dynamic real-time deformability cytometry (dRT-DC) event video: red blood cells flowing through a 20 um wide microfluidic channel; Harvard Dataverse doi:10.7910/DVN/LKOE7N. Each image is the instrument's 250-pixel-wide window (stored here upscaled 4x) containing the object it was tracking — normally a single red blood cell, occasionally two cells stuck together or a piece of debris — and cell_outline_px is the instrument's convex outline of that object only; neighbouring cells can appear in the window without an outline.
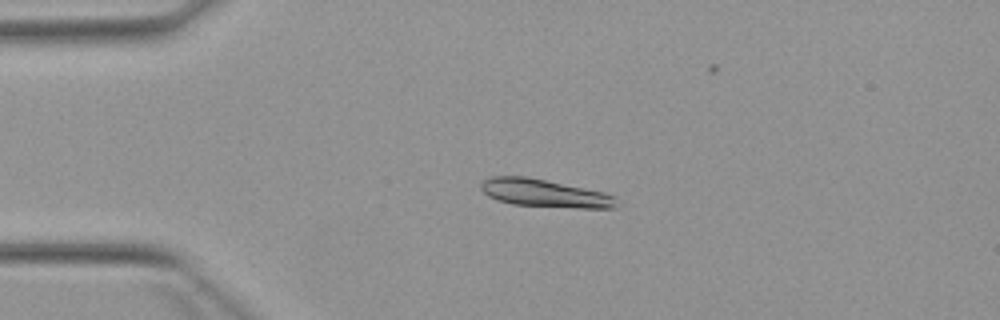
{"species": "Egyptian fruit bat (a non-hibernating species)", "species_latin": "Rousettus aegyptiacus", "temperature_condition": "warm", "stored_images_in_passage": 5, "camera_frame_rate_fps": 3000, "um_per_image_px": 0.085, "animal": {"sex": "female"}, "frame": {"image": 1, "passage_image": 3, "time_ms": 2.333, "image_size_px": [1000, 320], "cell_outline_px": [[620, 204], [616, 208], [580, 208], [512, 204], [496, 200], [488, 196], [480, 188], [480, 184], [484, 180], [492, 176], [524, 176], [604, 192], [612, 196]], "centroid_in_image_um": [46.28, 16.43], "position_along_channel_um": 38.7, "area_um2": 21.79}}
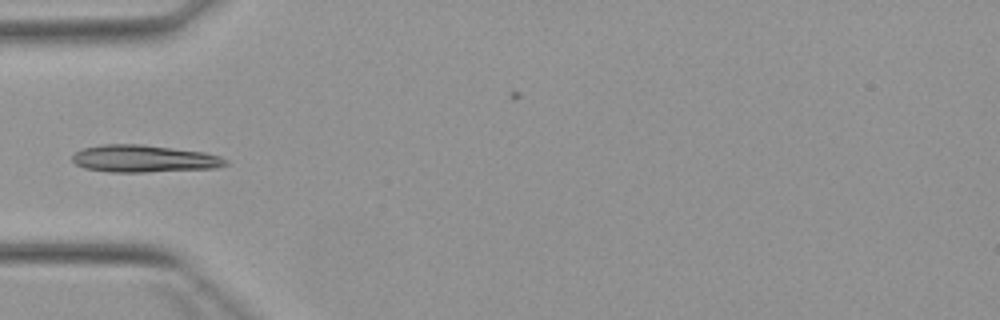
{"frame": {"image": 2, "passage_image": 4, "time_ms": 4.0, "image_size_px": [1000, 320], "cell_outline_px": [[228, 164], [216, 168], [144, 172], [108, 172], [84, 168], [76, 164], [72, 160], [72, 156], [76, 152], [84, 148], [100, 144], [140, 144], [204, 152], [220, 156], [228, 160]], "centroid_in_image_um": [12.24, 13.49], "position_along_channel_um": 72.8, "area_um2": 24.33}}